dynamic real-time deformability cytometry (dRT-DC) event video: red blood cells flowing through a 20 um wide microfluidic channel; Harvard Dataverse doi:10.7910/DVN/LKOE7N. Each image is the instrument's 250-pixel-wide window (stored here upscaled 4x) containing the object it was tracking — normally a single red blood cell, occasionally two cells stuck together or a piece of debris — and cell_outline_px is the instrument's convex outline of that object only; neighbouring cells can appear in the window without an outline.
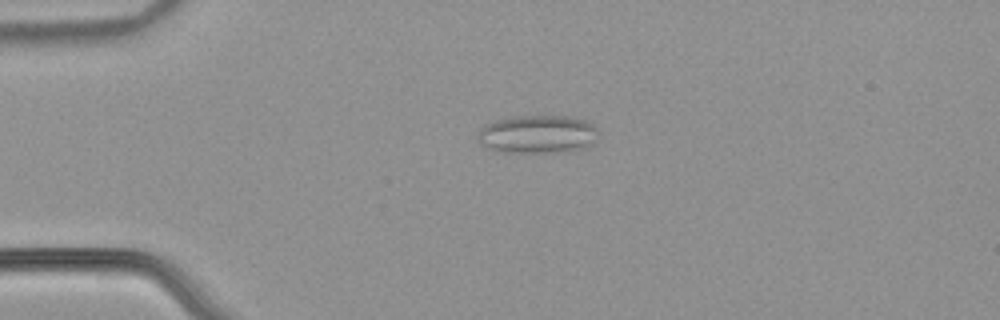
{"species": "common noctule bat (a hibernating species)", "species_latin": "Nyctalus noctula", "temperature_condition": "warm", "stored_images_in_passage": 53, "camera_frame_rate_fps": 3000, "um_per_image_px": 0.085, "animal": {"sex": "male", "body_mass_g": 21.5, "forearm_length_mm": 52.0}, "frame": {"image": 1, "passage_image": 13, "time_ms": 4.0, "image_size_px": [1000, 320], "cell_outline_px": [[596, 128], [592, 140], [584, 148], [552, 152], [500, 152], [488, 148], [480, 144], [476, 140], [476, 136], [480, 128], [496, 120], [512, 116], [564, 116], [584, 120], [592, 124]], "centroid_in_image_um": [45.57, 11.4], "position_along_channel_um": 39.4, "area_um2": 26.41}}
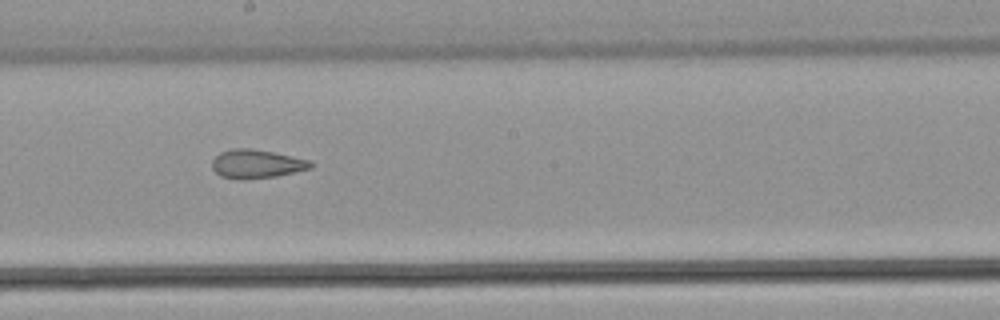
{"frame": {"image": 2, "passage_image": 30, "time_ms": 9.667, "image_size_px": [1000, 320], "cell_outline_px": [[316, 164], [312, 168], [276, 176], [240, 180], [220, 176], [212, 168], [212, 160], [220, 152], [232, 148], [252, 148], [312, 160]], "centroid_in_image_um": [21.83, 13.93], "position_along_channel_um": 226.4, "area_um2": 16.65}}
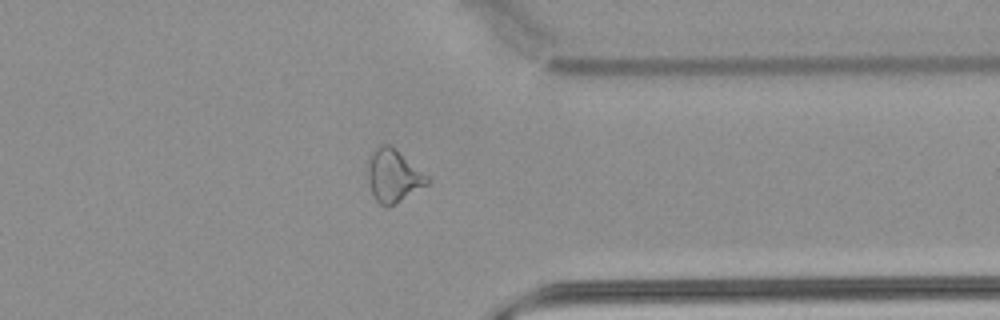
{"frame": {"image": 3, "passage_image": 42, "time_ms": 13.667, "image_size_px": [1000, 320], "cell_outline_px": [[432, 180], [428, 184], [388, 208], [380, 204], [376, 200], [372, 192], [368, 180], [368, 160], [372, 152], [380, 144], [388, 144], [428, 176]], "centroid_in_image_um": [33.43, 14.96], "position_along_channel_um": 378.0, "area_um2": 17.92}, "authors_computed_cell_mechanics": {"area_um2": 20.23, "velocity_mm_per_s": 3.9014, "shape_relaxation_time_tau1_ms": null, "shape_relaxation_time_tau2_ms": 2.1512, "deformation_change_tau1": null, "deformation_change_tau2": 0.1079}}